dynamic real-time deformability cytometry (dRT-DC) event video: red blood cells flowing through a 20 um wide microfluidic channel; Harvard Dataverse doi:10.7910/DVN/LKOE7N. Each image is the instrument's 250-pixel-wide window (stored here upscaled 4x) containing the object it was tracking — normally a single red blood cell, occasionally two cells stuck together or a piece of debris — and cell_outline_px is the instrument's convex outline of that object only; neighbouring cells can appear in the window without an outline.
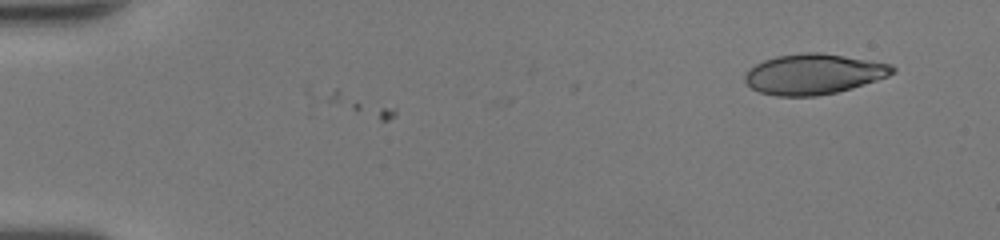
{"species": "human", "species_latin": "Homo sapiens", "temperature_condition": "room temperature", "stored_images_in_passage": 2, "camera_frame_rate_fps": 3000, "um_per_image_px": 0.085, "donor": {"sex": "female"}, "frame": {"image": 1, "passage_image": 1, "time_ms": 0.0, "image_size_px": [1000, 240], "cell_outline_px": [[896, 72], [888, 76], [852, 88], [836, 92], [816, 96], [776, 96], [760, 92], [752, 88], [744, 80], [744, 76], [756, 64], [764, 60], [776, 56], [804, 52], [820, 52], [892, 64], [896, 68]], "centroid_in_image_um": [69.18, 6.29], "position_along_channel_um": 15.8, "area_um2": 34.56}}